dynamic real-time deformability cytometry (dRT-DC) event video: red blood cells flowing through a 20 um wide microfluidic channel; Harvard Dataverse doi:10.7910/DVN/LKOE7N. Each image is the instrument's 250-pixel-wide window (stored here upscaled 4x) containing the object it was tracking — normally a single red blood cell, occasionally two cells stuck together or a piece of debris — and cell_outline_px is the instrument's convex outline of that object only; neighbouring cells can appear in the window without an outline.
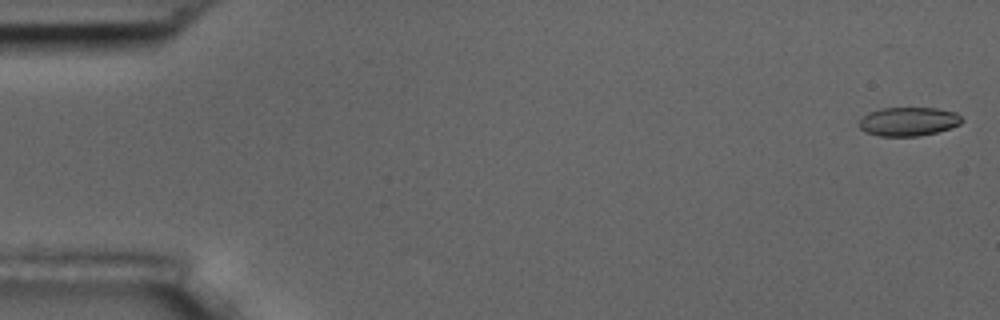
{"species": "common noctule bat (a hibernating species)", "species_latin": "Nyctalus noctula", "temperature_condition": "room temperature", "stored_images_in_passage": 57, "camera_frame_rate_fps": 3000, "um_per_image_px": 0.085, "animal": {"sex": "male", "body_mass_g": 17.5, "forearm_length_mm": 52.3}, "frame": {"image": 1, "passage_image": 2, "time_ms": 0.333, "image_size_px": [1000, 320], "cell_outline_px": [[964, 120], [960, 124], [936, 132], [916, 136], [880, 136], [864, 132], [860, 128], [860, 120], [868, 112], [880, 108], [936, 108], [956, 112]], "centroid_in_image_um": [77.21, 10.32], "position_along_channel_um": 7.8, "area_um2": 17.17}}
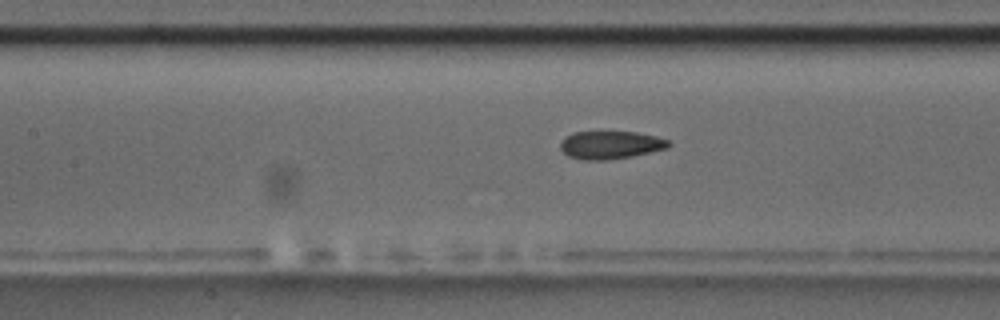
{"frame": {"image": 2, "passage_image": 26, "time_ms": 8.333, "image_size_px": [1000, 320], "cell_outline_px": [[672, 144], [668, 148], [632, 156], [608, 160], [584, 160], [568, 156], [560, 148], [560, 144], [572, 132], [636, 132], [656, 136], [668, 140]], "centroid_in_image_um": [51.92, 12.32], "position_along_channel_um": 155.5, "area_um2": 17.51}}
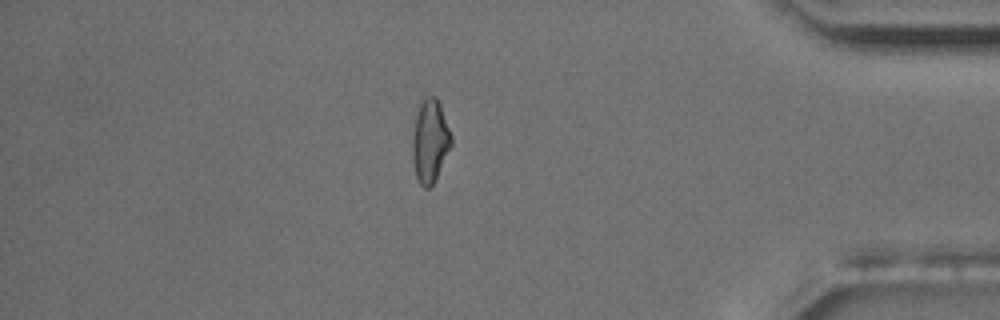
{"frame": {"image": 3, "passage_image": 49, "time_ms": 16.0, "image_size_px": [1000, 320], "cell_outline_px": [[452, 144], [432, 184], [428, 188], [424, 188], [420, 184], [416, 176], [412, 160], [412, 132], [416, 116], [420, 104], [428, 96], [436, 96], [440, 100], [452, 136]], "centroid_in_image_um": [36.55, 11.94], "position_along_channel_um": 398.6, "area_um2": 18.79}, "authors_computed_cell_mechanics": {"area_um2": 18.1492, "velocity_mm_per_s": 3.6256, "shape_relaxation_time_tau1_ms": 4.5426, "shape_relaxation_time_tau2_ms": 1.6798, "deformation_change_tau1": 0.1413, "deformation_change_tau2": 0.0818}}